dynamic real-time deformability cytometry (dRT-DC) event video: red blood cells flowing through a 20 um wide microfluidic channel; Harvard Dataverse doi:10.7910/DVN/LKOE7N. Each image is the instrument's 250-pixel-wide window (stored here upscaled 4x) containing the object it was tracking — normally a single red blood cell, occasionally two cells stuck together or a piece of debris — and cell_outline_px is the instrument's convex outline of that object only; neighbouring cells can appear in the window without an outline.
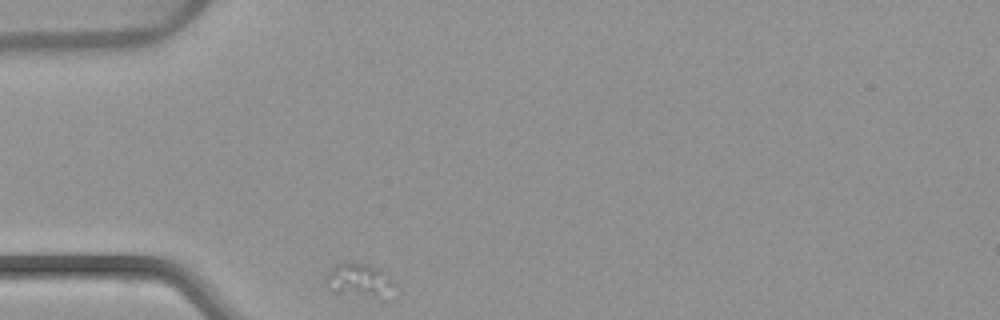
{"species": "common noctule bat (a hibernating species)", "species_latin": "Nyctalus noctula", "temperature_condition": "warm", "stored_images_in_passage": 23, "camera_frame_rate_fps": 3000, "um_per_image_px": 0.085, "animal": {"sex": "female", "body_mass_g": 22.7, "forearm_length_mm": 54.2}, "frame": {"image": 1, "passage_image": 1, "time_ms": 0.0, "image_size_px": [1000, 320], "cell_outline_px": [[392, 284], [380, 300], [336, 296], [328, 288], [324, 280], [324, 276], [336, 264], [368, 264], [380, 268], [388, 272]], "centroid_in_image_um": [30.44, 23.91], "position_along_channel_um": 54.6, "area_um2": 13.99}}